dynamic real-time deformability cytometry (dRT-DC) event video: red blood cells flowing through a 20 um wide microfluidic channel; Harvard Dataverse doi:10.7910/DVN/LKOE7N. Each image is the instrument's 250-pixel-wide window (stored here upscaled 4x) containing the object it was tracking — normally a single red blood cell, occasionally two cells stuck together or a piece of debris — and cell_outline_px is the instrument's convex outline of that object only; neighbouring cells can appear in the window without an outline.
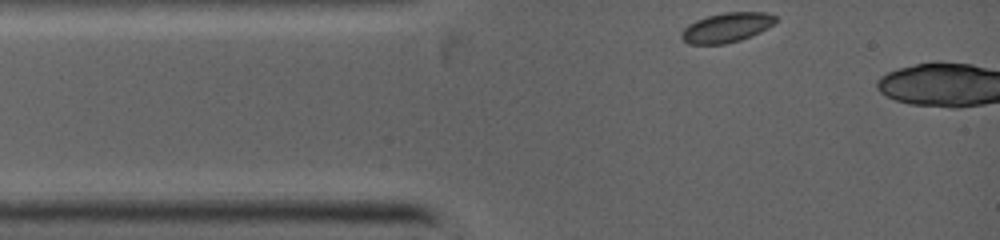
{"species": "common noctule bat (a hibernating species)", "species_latin": "Nyctalus noctula", "temperature_condition": "warm", "stored_images_in_passage": 31, "camera_frame_rate_fps": 5000, "um_per_image_px": 0.085, "animal": {"sex": "female", "body_mass_g": 19.0, "forearm_length_mm": 53.3}, "frame": {"image": 1, "passage_image": 1, "time_ms": 0.0, "image_size_px": [1000, 240], "cell_outline_px": [[776, 20], [768, 28], [752, 36], [740, 40], [724, 44], [688, 44], [680, 36], [680, 32], [688, 24], [696, 20], [708, 16], [724, 12], [764, 12], [776, 16]], "centroid_in_image_um": [61.74, 2.34], "position_along_channel_um": 23.3, "area_um2": 16.24}}
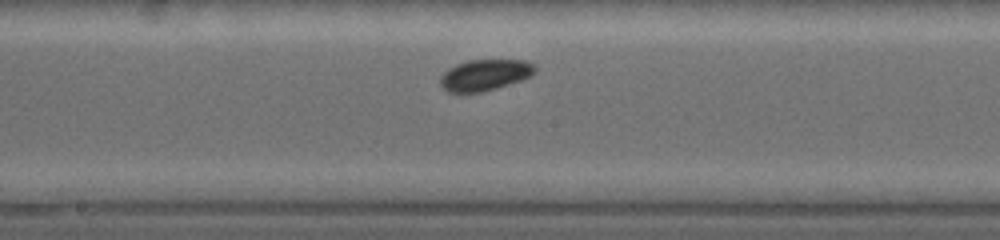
{"frame": {"image": 2, "passage_image": 15, "time_ms": 4.4, "image_size_px": [1000, 240], "cell_outline_px": [[536, 72], [532, 76], [496, 88], [480, 92], [448, 92], [440, 84], [440, 76], [448, 68], [456, 64], [468, 60], [524, 60], [532, 64], [536, 68]], "centroid_in_image_um": [41.2, 6.36], "position_along_channel_um": 207.0, "area_um2": 17.11}}
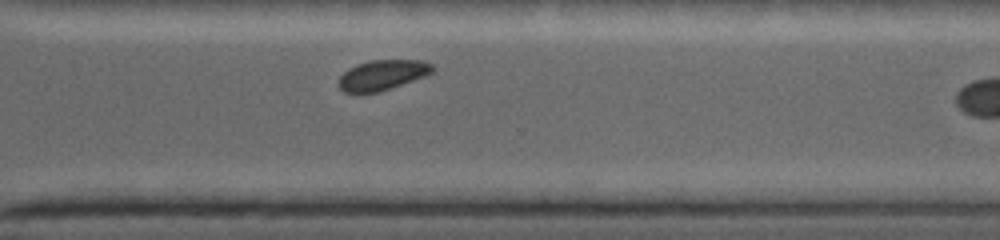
{"frame": {"image": 3, "passage_image": 28, "time_ms": 7.2, "image_size_px": [1000, 240], "cell_outline_px": [[432, 72], [424, 76], [392, 88], [380, 92], [344, 92], [340, 88], [340, 76], [348, 68], [356, 64], [372, 60], [424, 60], [432, 64]], "centroid_in_image_um": [32.51, 6.36], "position_along_channel_um": 338.1, "area_um2": 16.3}}